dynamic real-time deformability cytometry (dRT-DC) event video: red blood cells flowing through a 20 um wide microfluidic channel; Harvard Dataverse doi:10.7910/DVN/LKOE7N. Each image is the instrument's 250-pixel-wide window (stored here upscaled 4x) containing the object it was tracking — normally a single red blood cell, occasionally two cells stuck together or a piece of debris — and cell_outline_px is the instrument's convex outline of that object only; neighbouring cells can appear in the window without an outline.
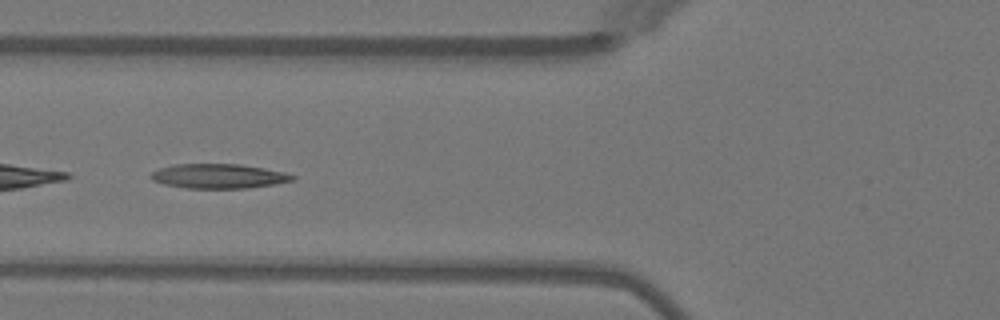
{"species": "Egyptian fruit bat (a non-hibernating species)", "species_latin": "Rousettus aegyptiacus", "temperature_condition": "warm", "stored_images_in_passage": 17, "camera_frame_rate_fps": 3000, "um_per_image_px": 0.085, "animal": {"sex": "female"}, "frame": {"image": 1, "passage_image": 6, "time_ms": 1.667, "image_size_px": [1000, 320], "cell_outline_px": [[296, 180], [276, 184], [248, 188], [184, 188], [164, 184], [152, 180], [148, 176], [152, 172], [160, 168], [176, 164], [240, 164], [264, 168], [284, 172], [296, 176]], "centroid_in_image_um": [18.6, 14.97], "position_along_channel_um": 107.2, "area_um2": 20.35}}
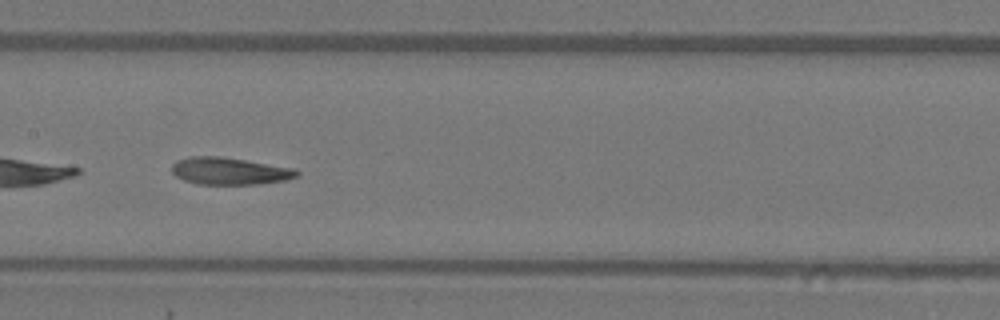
{"frame": {"image": 2, "passage_image": 12, "time_ms": 3.667, "image_size_px": [1000, 320], "cell_outline_px": [[300, 172], [296, 176], [284, 180], [256, 184], [196, 184], [184, 180], [176, 176], [172, 172], [172, 164], [176, 160], [188, 156], [220, 156], [292, 168]], "centroid_in_image_um": [19.43, 14.53], "position_along_channel_um": 188.0, "area_um2": 19.59}}
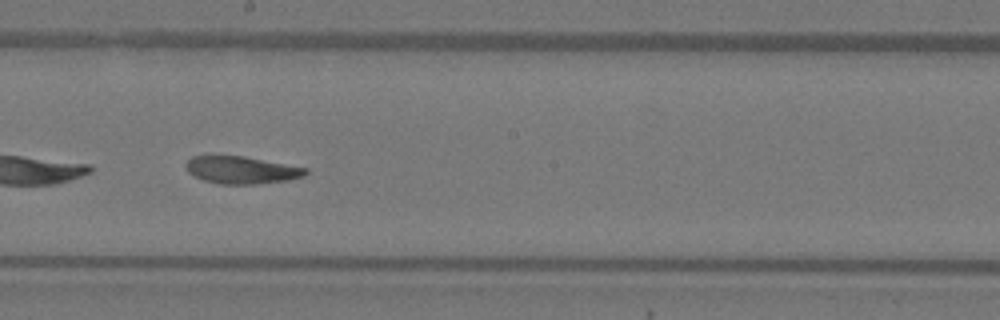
{"frame": {"image": 3, "passage_image": 15, "time_ms": 4.667, "image_size_px": [1000, 320], "cell_outline_px": [[308, 172], [304, 176], [288, 180], [256, 184], [220, 184], [204, 180], [188, 172], [184, 164], [192, 156], [244, 156], [308, 168]], "centroid_in_image_um": [20.54, 14.45], "position_along_channel_um": 227.7, "area_um2": 19.02}}